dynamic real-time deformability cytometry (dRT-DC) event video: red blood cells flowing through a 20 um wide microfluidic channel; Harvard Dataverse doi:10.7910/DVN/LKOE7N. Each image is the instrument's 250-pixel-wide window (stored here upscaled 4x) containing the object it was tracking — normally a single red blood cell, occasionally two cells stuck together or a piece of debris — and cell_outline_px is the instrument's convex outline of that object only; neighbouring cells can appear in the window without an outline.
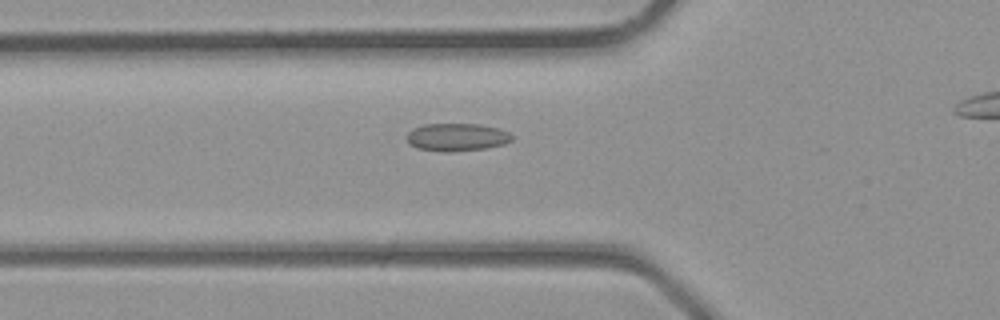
{"species": "common noctule bat (a hibernating species)", "species_latin": "Nyctalus noctula", "temperature_condition": "room temperature", "stored_images_in_passage": 23, "camera_frame_rate_fps": 3000, "um_per_image_px": 0.085, "animal": {"sex": "male", "body_mass_g": 23.1, "forearm_length_mm": 52.7}, "frame": {"image": 1, "passage_image": 5, "time_ms": 1.333, "image_size_px": [1000, 320], "cell_outline_px": [[512, 140], [504, 144], [484, 148], [448, 152], [444, 152], [416, 148], [408, 144], [408, 132], [412, 128], [424, 124], [480, 124], [500, 128], [508, 132], [512, 136]], "centroid_in_image_um": [38.82, 11.65], "position_along_channel_um": 87.0, "area_um2": 17.05}}
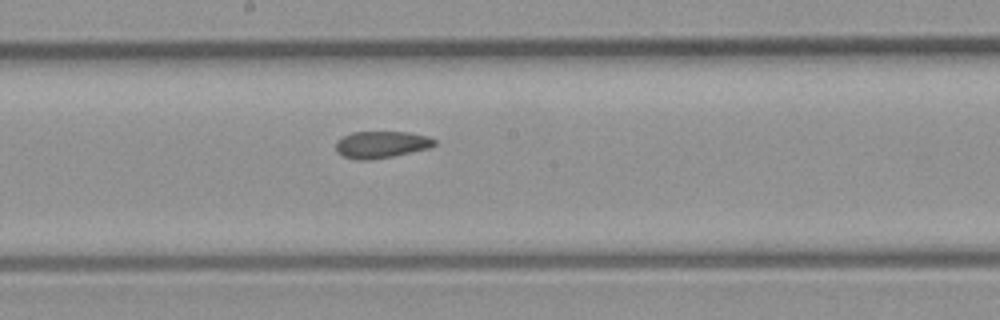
{"frame": {"image": 2, "passage_image": 12, "time_ms": 3.667, "image_size_px": [1000, 320], "cell_outline_px": [[436, 144], [428, 148], [392, 156], [372, 160], [356, 160], [344, 156], [336, 152], [336, 144], [344, 136], [352, 132], [408, 132], [428, 136], [436, 140]], "centroid_in_image_um": [32.42, 12.29], "position_along_channel_um": 215.8, "area_um2": 15.32}}
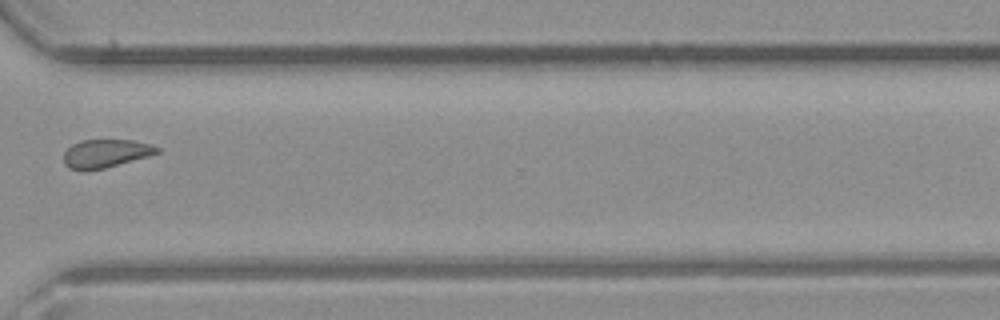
{"frame": {"image": 3, "passage_image": 20, "time_ms": 6.333, "image_size_px": [1000, 320], "cell_outline_px": [[160, 152], [148, 156], [104, 168], [84, 172], [68, 168], [64, 164], [64, 152], [72, 144], [80, 140], [132, 140], [152, 144], [160, 148]], "centroid_in_image_um": [8.96, 13.05], "position_along_channel_um": 361.6, "area_um2": 15.55}}